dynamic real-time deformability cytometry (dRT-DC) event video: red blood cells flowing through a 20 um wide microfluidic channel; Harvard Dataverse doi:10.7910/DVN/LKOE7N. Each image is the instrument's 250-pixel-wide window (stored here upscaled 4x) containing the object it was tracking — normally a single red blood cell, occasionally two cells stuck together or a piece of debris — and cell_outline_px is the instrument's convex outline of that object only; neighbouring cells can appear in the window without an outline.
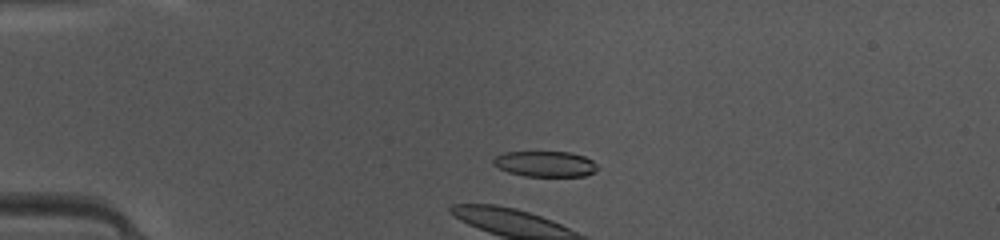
{"species": "common noctule bat (a hibernating species)", "species_latin": "Nyctalus noctula", "temperature_condition": "warm", "stored_images_in_passage": 14, "camera_frame_rate_fps": 3000, "um_per_image_px": 0.085, "animal": {"sex": "female", "body_mass_g": 10.0, "forearm_length_mm": 53.1}, "frame": {"image": 1, "passage_image": 7, "time_ms": 2.0, "image_size_px": [1000, 240], "cell_outline_px": [[600, 168], [596, 172], [584, 176], [524, 176], [508, 172], [492, 164], [492, 160], [496, 156], [504, 152], [572, 152], [584, 156], [592, 160]], "centroid_in_image_um": [46.37, 13.93], "position_along_channel_um": 38.6, "area_um2": 15.72}}